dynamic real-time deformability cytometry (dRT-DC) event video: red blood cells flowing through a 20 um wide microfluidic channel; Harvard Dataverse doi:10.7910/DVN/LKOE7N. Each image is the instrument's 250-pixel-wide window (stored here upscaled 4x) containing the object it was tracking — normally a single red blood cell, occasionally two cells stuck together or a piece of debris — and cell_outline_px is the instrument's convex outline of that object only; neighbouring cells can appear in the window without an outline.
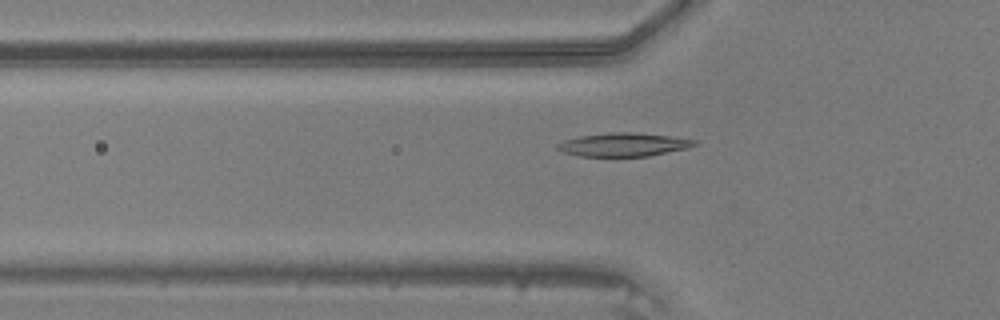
{"species": "common noctule bat (a hibernating species)", "species_latin": "Nyctalus noctula", "temperature_condition": "warm", "stored_images_in_passage": 44, "camera_frame_rate_fps": 3000, "um_per_image_px": 0.085, "animal": {"sex": "male", "body_mass_g": 20.5, "forearm_length_mm": 52.5}, "frame": {"image": 1, "passage_image": 13, "time_ms": 4.0, "image_size_px": [1000, 320], "cell_outline_px": [[700, 144], [688, 148], [648, 156], [580, 156], [560, 152], [556, 148], [556, 144], [564, 140], [580, 136], [612, 132], [636, 132], [700, 140]], "centroid_in_image_um": [53.02, 12.29], "position_along_channel_um": 72.8, "area_um2": 18.9}}
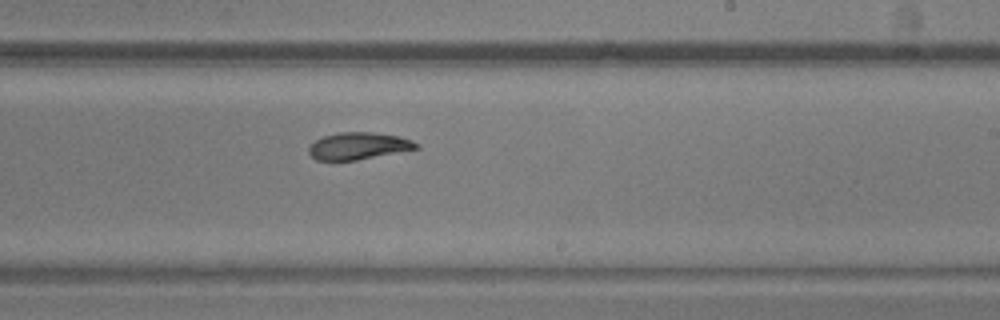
{"frame": {"image": 2, "passage_image": 26, "time_ms": 8.333, "image_size_px": [1000, 320], "cell_outline_px": [[420, 148], [356, 160], [316, 160], [308, 152], [308, 148], [316, 140], [324, 136], [340, 132], [372, 132], [400, 136], [412, 140], [420, 144]], "centroid_in_image_um": [30.5, 12.4], "position_along_channel_um": 258.5, "area_um2": 16.88}}
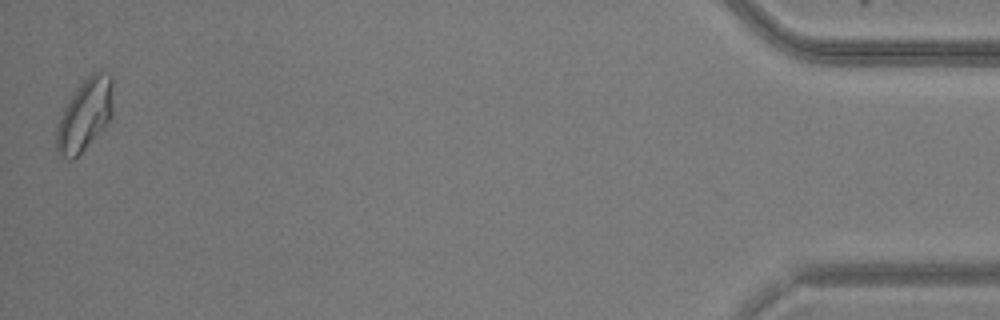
{"frame": {"image": 3, "passage_image": 44, "time_ms": 14.333, "image_size_px": [1000, 320], "cell_outline_px": [[112, 116], [84, 148], [72, 160], [68, 160], [56, 152], [56, 128], [64, 108], [76, 88], [92, 72], [108, 72], [112, 76]], "centroid_in_image_um": [7.19, 9.73], "position_along_channel_um": 428.0, "area_um2": 23.18}}